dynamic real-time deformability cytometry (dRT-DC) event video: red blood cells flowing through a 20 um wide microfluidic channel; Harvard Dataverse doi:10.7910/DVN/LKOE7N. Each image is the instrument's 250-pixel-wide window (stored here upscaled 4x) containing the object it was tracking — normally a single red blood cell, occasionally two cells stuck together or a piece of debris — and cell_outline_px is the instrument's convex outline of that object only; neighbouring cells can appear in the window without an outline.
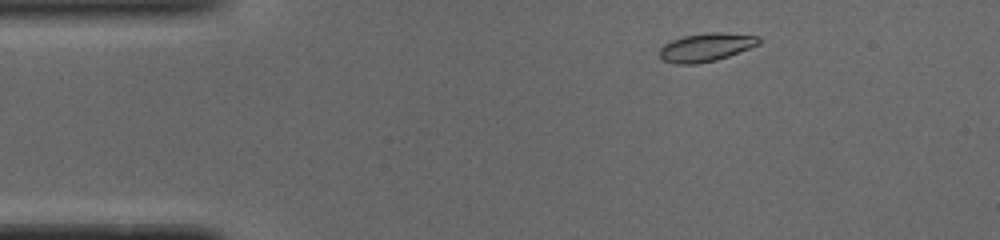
{"species": "common noctule bat (a hibernating species)", "species_latin": "Nyctalus noctula", "temperature_condition": "cold", "stored_images_in_passage": 11, "camera_frame_rate_fps": 3000, "um_per_image_px": 0.085, "animal": {"sex": "male", "body_mass_g": 19.0, "forearm_length_mm": 50.8}, "frame": {"image": 1, "passage_image": 3, "time_ms": 0.667, "image_size_px": [1000, 240], "cell_outline_px": [[760, 44], [728, 56], [716, 60], [696, 64], [676, 64], [664, 60], [660, 56], [660, 48], [664, 44], [672, 40], [684, 36], [712, 32], [724, 32], [760, 36]], "centroid_in_image_um": [60.04, 4.01], "position_along_channel_um": 25.0, "area_um2": 16.3}}
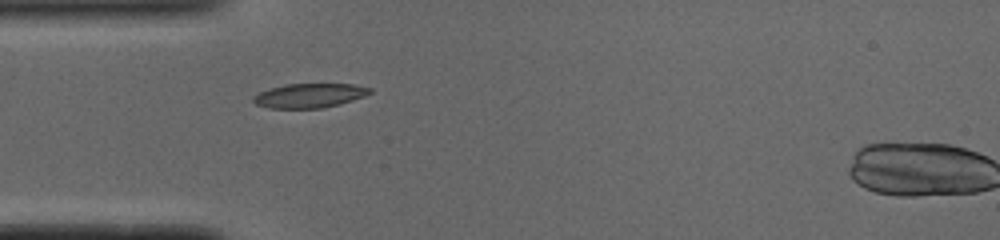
{"frame": {"image": 2, "passage_image": 10, "time_ms": 3.0, "image_size_px": [1000, 240], "cell_outline_px": [[372, 92], [364, 96], [340, 104], [324, 108], [268, 108], [256, 104], [252, 100], [252, 96], [260, 92], [284, 84], [352, 84], [372, 88]], "centroid_in_image_um": [26.3, 8.12], "position_along_channel_um": 58.7, "area_um2": 16.47}}